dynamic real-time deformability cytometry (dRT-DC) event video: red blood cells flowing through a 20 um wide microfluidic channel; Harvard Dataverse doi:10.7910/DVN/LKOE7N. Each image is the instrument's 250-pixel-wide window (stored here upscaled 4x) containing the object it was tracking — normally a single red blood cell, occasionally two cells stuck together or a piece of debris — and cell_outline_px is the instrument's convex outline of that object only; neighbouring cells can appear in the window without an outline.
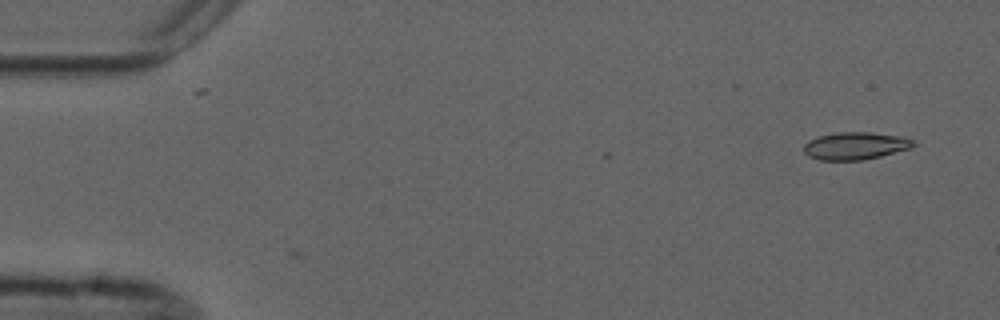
{"species": "common noctule bat (a hibernating species)", "species_latin": "Nyctalus noctula", "temperature_condition": "cold", "stored_images_in_passage": 2, "camera_frame_rate_fps": 3000, "um_per_image_px": 0.085, "animal": {"sex": "male", "forearm_length_mm": 52.5}, "frame": {"image": 1, "passage_image": 1, "time_ms": 0.0, "image_size_px": [1000, 320], "cell_outline_px": [[916, 144], [912, 148], [864, 160], [820, 160], [808, 156], [804, 152], [804, 144], [808, 140], [816, 136], [836, 132], [868, 132], [900, 136], [912, 140]], "centroid_in_image_um": [72.67, 12.39], "position_along_channel_um": 12.3, "area_um2": 17.63}}